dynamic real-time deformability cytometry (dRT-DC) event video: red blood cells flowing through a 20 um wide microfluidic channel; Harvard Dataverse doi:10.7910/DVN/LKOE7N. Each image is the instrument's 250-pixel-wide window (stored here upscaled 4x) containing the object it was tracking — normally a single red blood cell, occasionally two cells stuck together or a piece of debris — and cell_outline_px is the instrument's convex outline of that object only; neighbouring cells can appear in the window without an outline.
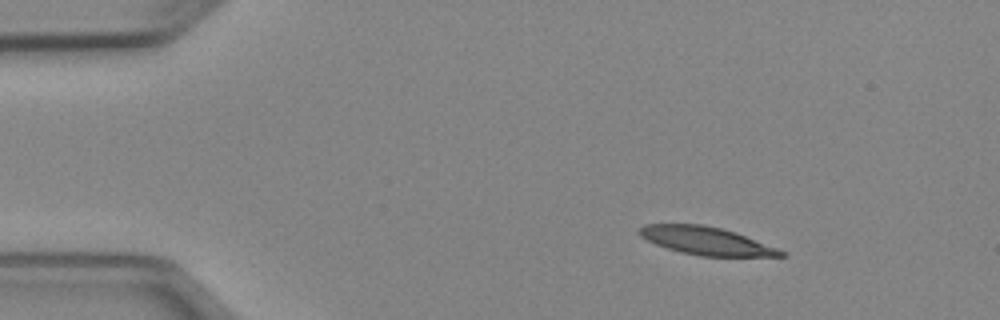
{"species": "Egyptian fruit bat (a non-hibernating species)", "species_latin": "Rousettus aegyptiacus", "temperature_condition": "cold", "stored_images_in_passage": 45, "camera_frame_rate_fps": 3000, "um_per_image_px": 0.085, "animal": {"sex": "female"}, "frame": {"image": 1, "passage_image": 1, "time_ms": 0.0, "image_size_px": [1000, 320], "cell_outline_px": [[788, 256], [700, 256], [680, 252], [656, 244], [640, 236], [636, 232], [636, 228], [644, 224], [704, 224], [736, 232], [788, 252]], "centroid_in_image_um": [60.02, 20.46], "position_along_channel_um": 25.0, "area_um2": 23.18}}
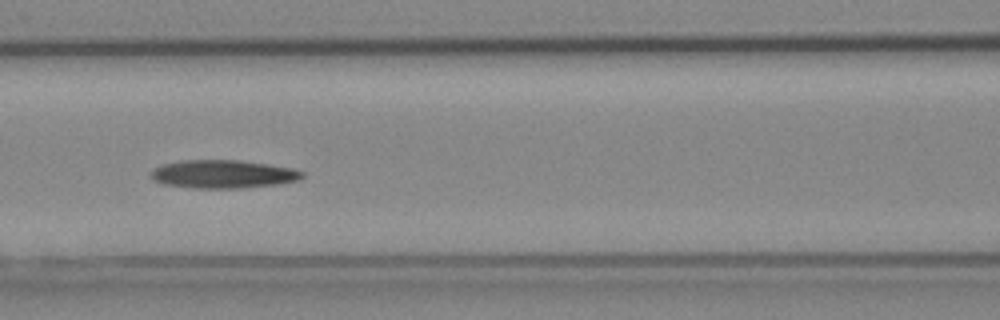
{"frame": {"image": 2, "passage_image": 16, "time_ms": 5.0, "image_size_px": [1000, 320], "cell_outline_px": [[304, 176], [300, 180], [280, 184], [244, 188], [192, 188], [164, 184], [152, 180], [148, 176], [152, 168], [164, 164], [180, 160], [240, 160], [292, 168], [304, 172]], "centroid_in_image_um": [18.93, 14.8], "position_along_channel_um": 147.7, "area_um2": 25.2}}
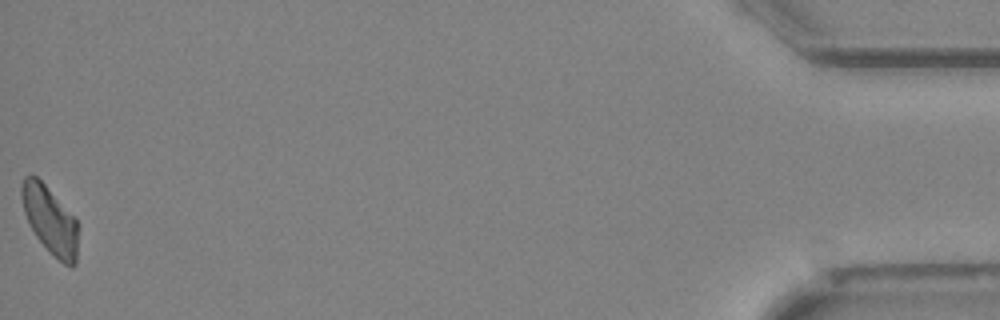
{"frame": {"image": 3, "passage_image": 45, "time_ms": 14.667, "image_size_px": [1000, 320], "cell_outline_px": [[76, 264], [72, 268], [64, 264], [36, 236], [28, 224], [24, 212], [20, 196], [20, 184], [24, 176], [36, 176], [44, 184], [76, 220]], "centroid_in_image_um": [4.19, 18.67], "position_along_channel_um": 431.0, "area_um2": 21.56}, "authors_computed_cell_mechanics": {"area_um2": 24.1604, "velocity_mm_per_s": 3.9242, "shape_relaxation_time_tau1_ms": 9.2127, "shape_relaxation_time_tau2_ms": null, "deformation_change_tau1": 0.2308, "deformation_change_tau2": null}}